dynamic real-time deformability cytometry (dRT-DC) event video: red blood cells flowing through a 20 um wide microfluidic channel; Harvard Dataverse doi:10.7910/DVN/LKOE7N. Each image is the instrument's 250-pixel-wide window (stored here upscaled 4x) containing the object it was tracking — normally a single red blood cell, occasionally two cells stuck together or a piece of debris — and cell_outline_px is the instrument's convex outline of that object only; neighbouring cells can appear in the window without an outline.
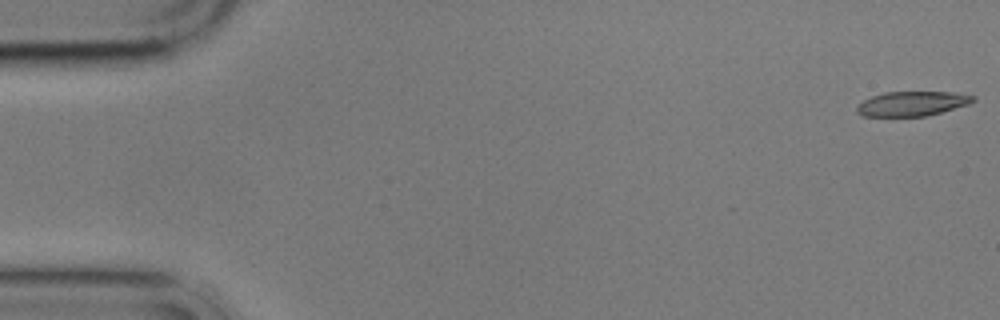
{"species": "common noctule bat (a hibernating species)", "species_latin": "Nyctalus noctula", "temperature_condition": "cold", "stored_images_in_passage": 5, "camera_frame_rate_fps": 3000, "um_per_image_px": 0.085, "animal": {"sex": "male", "body_mass_g": 17.9}, "frame": {"image": 1, "passage_image": 1, "time_ms": 0.0, "image_size_px": [1000, 320], "cell_outline_px": [[976, 100], [968, 104], [940, 112], [924, 116], [860, 116], [856, 112], [856, 108], [864, 100], [872, 96], [884, 92], [952, 92], [976, 96]], "centroid_in_image_um": [77.52, 8.8], "position_along_channel_um": 7.5, "area_um2": 16.53}}
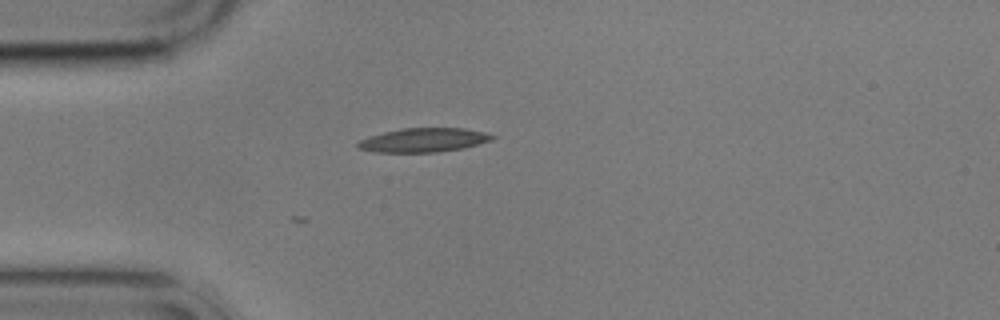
{"frame": {"image": 2, "passage_image": 5, "time_ms": 4.667, "image_size_px": [1000, 320], "cell_outline_px": [[496, 136], [492, 140], [464, 148], [436, 152], [372, 152], [356, 148], [356, 144], [360, 140], [368, 136], [400, 128], [464, 128], [484, 132]], "centroid_in_image_um": [35.97, 11.91], "position_along_channel_um": 49.0, "area_um2": 18.9}}